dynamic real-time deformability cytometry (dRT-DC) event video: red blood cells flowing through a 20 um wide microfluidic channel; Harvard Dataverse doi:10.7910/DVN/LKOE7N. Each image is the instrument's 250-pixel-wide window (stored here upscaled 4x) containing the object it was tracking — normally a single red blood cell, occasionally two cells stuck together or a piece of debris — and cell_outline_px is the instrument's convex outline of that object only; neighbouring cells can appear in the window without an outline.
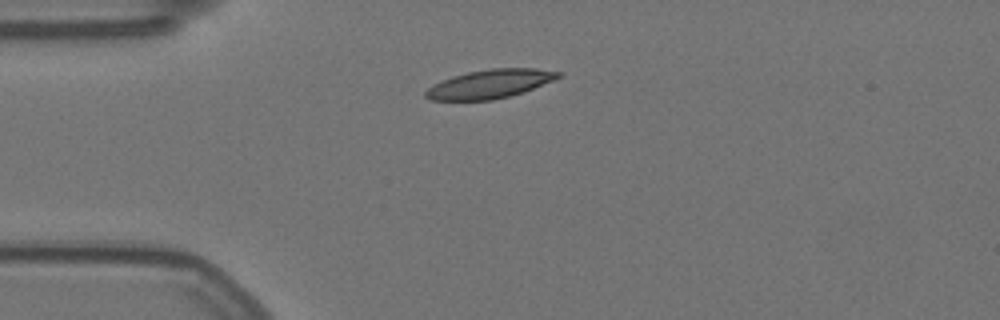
{"species": "Egyptian fruit bat (a non-hibernating species)", "species_latin": "Rousettus aegyptiacus", "temperature_condition": "warm", "stored_images_in_passage": 39, "camera_frame_rate_fps": 3000, "um_per_image_px": 0.085, "animal": {"sex": "female"}, "frame": {"image": 1, "passage_image": 1, "time_ms": 0.0, "image_size_px": [1000, 320], "cell_outline_px": [[560, 76], [552, 80], [524, 92], [492, 100], [432, 100], [424, 96], [424, 92], [428, 88], [452, 76], [468, 72], [492, 68], [536, 68], [560, 72]], "centroid_in_image_um": [41.63, 7.13], "position_along_channel_um": 43.4, "area_um2": 21.85}}
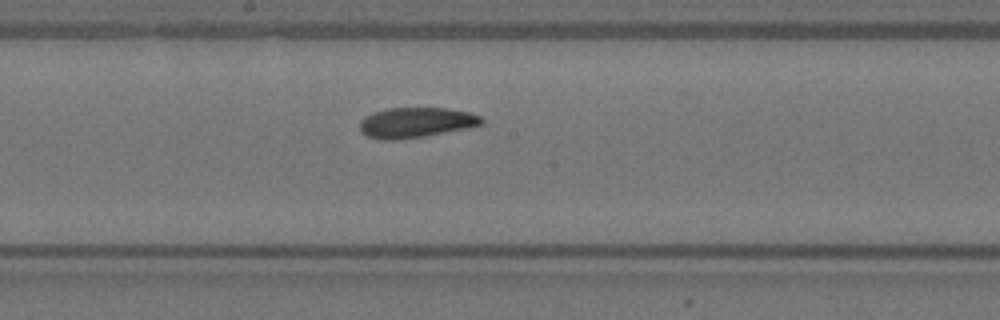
{"frame": {"image": 2, "passage_image": 17, "time_ms": 5.333, "image_size_px": [1000, 320], "cell_outline_px": [[484, 124], [464, 128], [420, 136], [392, 140], [384, 140], [368, 136], [360, 128], [360, 120], [364, 116], [372, 112], [384, 108], [448, 108], [468, 112], [480, 116], [484, 120]], "centroid_in_image_um": [35.32, 10.39], "position_along_channel_um": 212.9, "area_um2": 21.1}}
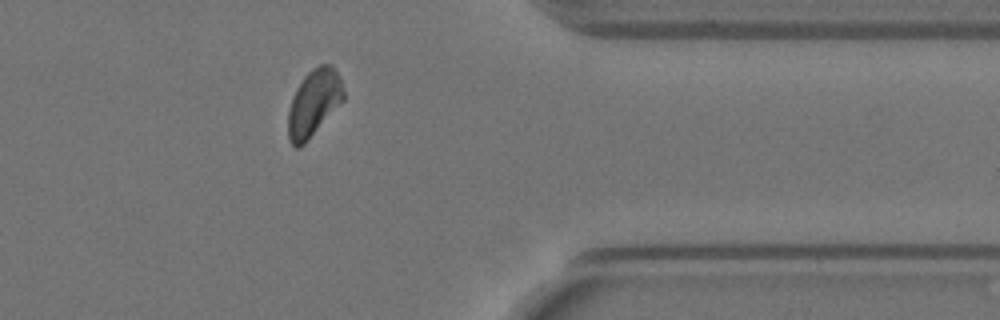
{"frame": {"image": 3, "passage_image": 33, "time_ms": 10.667, "image_size_px": [1000, 320], "cell_outline_px": [[344, 100], [304, 144], [300, 148], [296, 148], [292, 144], [288, 136], [288, 112], [292, 96], [296, 88], [304, 76], [312, 68], [320, 64], [332, 64], [336, 68], [344, 92]], "centroid_in_image_um": [26.67, 8.73], "position_along_channel_um": 384.7, "area_um2": 21.56}}